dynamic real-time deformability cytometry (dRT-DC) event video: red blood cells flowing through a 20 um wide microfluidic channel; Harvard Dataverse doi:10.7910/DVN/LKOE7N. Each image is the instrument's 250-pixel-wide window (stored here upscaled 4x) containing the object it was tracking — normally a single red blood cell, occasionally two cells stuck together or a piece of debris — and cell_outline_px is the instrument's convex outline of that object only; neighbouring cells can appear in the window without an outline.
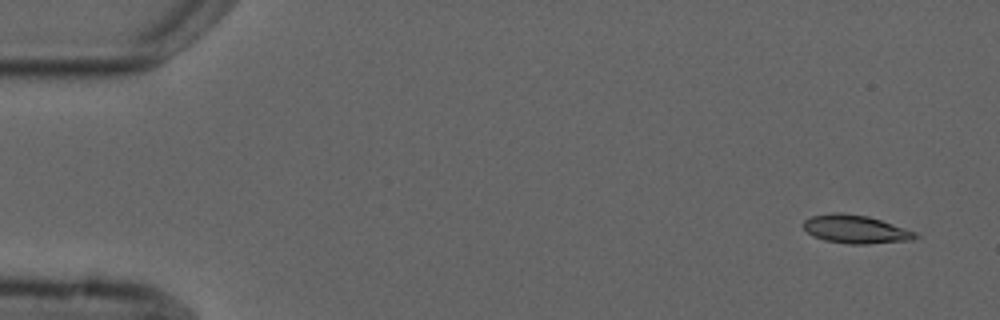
{"species": "common noctule bat (a hibernating species)", "species_latin": "Nyctalus noctula", "temperature_condition": "cold", "stored_images_in_passage": 8, "camera_frame_rate_fps": 3000, "um_per_image_px": 0.085, "animal": {"sex": "male", "forearm_length_mm": 52.5}, "frame": {"image": 1, "passage_image": 1, "time_ms": 0.0, "image_size_px": [1000, 320], "cell_outline_px": [[920, 236], [912, 240], [868, 244], [848, 244], [824, 240], [812, 236], [800, 224], [804, 220], [812, 216], [832, 212], [840, 212], [868, 216], [916, 232]], "centroid_in_image_um": [72.69, 19.48], "position_along_channel_um": 12.3, "area_um2": 18.55}}
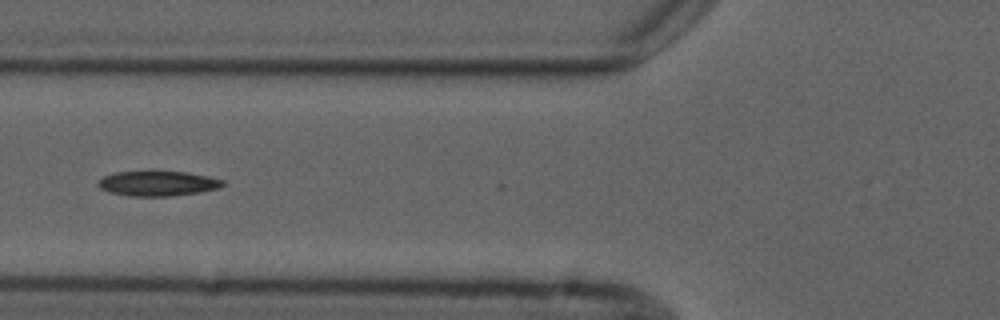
{"frame": {"image": 2, "passage_image": 5, "time_ms": 6.0, "image_size_px": [1000, 320], "cell_outline_px": [[224, 184], [220, 188], [200, 192], [172, 196], [132, 196], [112, 192], [100, 188], [96, 184], [104, 176], [116, 172], [148, 168], [156, 168], [184, 172], [208, 176], [224, 180]], "centroid_in_image_um": [13.41, 15.54], "position_along_channel_um": 112.4, "area_um2": 18.96}}
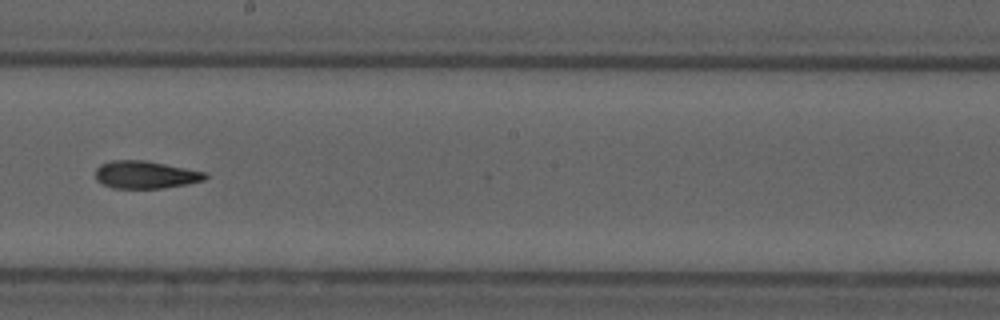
{"frame": {"image": 3, "passage_image": 8, "time_ms": 9.333, "image_size_px": [1000, 320], "cell_outline_px": [[208, 176], [204, 180], [188, 184], [164, 188], [112, 188], [96, 180], [96, 168], [100, 164], [112, 160], [144, 160], [204, 172]], "centroid_in_image_um": [12.34, 14.85], "position_along_channel_um": 235.9, "area_um2": 17.51}}